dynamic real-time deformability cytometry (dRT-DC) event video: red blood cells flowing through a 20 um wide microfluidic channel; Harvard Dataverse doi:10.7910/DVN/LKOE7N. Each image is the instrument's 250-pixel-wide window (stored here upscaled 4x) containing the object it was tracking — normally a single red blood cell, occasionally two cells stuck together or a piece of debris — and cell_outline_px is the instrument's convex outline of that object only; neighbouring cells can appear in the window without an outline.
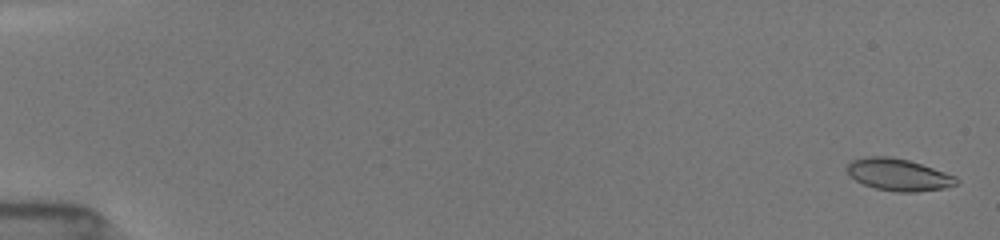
{"species": "common noctule bat (a hibernating species)", "species_latin": "Nyctalus noctula", "temperature_condition": "room temperature", "stored_images_in_passage": 10, "camera_frame_rate_fps": 3000, "um_per_image_px": 0.085, "animal": {"sex": "female", "body_mass_g": 19.5, "forearm_length_mm": 54.1}, "frame": {"image": 1, "passage_image": 1, "time_ms": 0.0, "image_size_px": [1000, 240], "cell_outline_px": [[960, 180], [956, 184], [944, 188], [916, 192], [896, 192], [876, 188], [864, 184], [856, 180], [844, 168], [852, 160], [868, 156], [892, 156], [908, 160], [956, 176]], "centroid_in_image_um": [76.37, 14.84], "position_along_channel_um": 8.6, "area_um2": 20.29}}
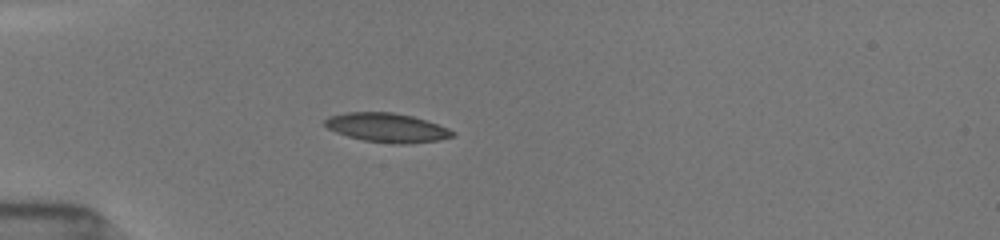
{"frame": {"image": 2, "passage_image": 7, "time_ms": 5.0, "image_size_px": [1000, 240], "cell_outline_px": [[456, 136], [440, 140], [408, 144], [392, 144], [364, 140], [348, 136], [336, 132], [328, 128], [324, 124], [324, 120], [328, 116], [344, 112], [392, 112], [412, 116], [448, 128], [456, 132]], "centroid_in_image_um": [32.9, 10.85], "position_along_channel_um": 52.1, "area_um2": 21.73}}
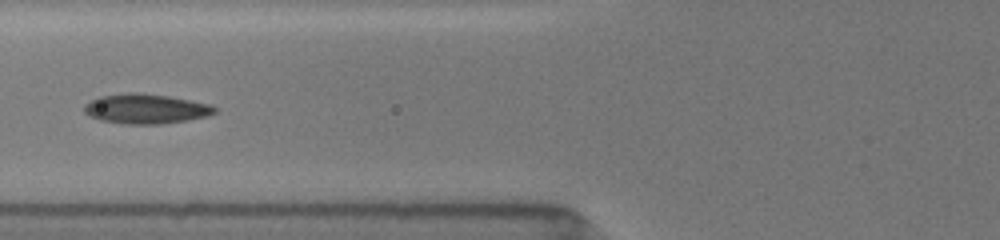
{"frame": {"image": 3, "passage_image": 9, "time_ms": 7.0, "image_size_px": [1000, 240], "cell_outline_px": [[216, 112], [208, 116], [160, 124], [124, 124], [100, 120], [84, 112], [84, 104], [100, 96], [128, 92], [136, 92], [168, 96], [212, 104], [216, 108]], "centroid_in_image_um": [12.4, 9.24], "position_along_channel_um": 113.4, "area_um2": 22.54}}